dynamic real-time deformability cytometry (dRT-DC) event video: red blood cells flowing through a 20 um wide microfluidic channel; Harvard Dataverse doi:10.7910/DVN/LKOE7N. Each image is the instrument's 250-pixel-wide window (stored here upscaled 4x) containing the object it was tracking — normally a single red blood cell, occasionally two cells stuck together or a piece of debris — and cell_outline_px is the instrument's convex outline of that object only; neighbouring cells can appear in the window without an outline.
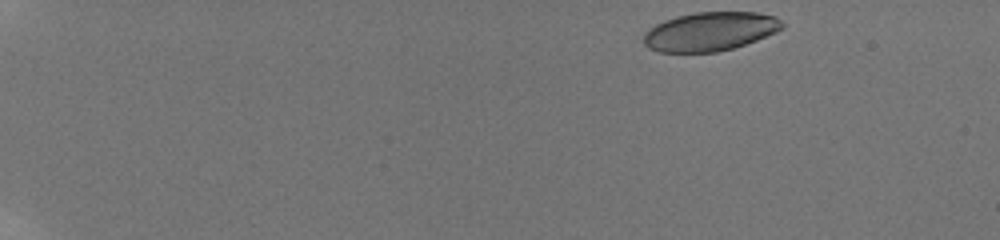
{"species": "human", "species_latin": "Homo sapiens", "temperature_condition": "room temperature", "stored_images_in_passage": 43, "camera_frame_rate_fps": 3000, "um_per_image_px": 0.085, "donor": {"sex": "male"}, "frame": {"image": 1, "passage_image": 1, "time_ms": 0.0, "image_size_px": [1000, 240], "cell_outline_px": [[784, 28], [776, 32], [756, 40], [732, 48], [716, 52], [660, 52], [648, 48], [644, 44], [644, 32], [656, 24], [664, 20], [676, 16], [696, 12], [756, 12], [776, 16], [784, 24]], "centroid_in_image_um": [60.35, 2.67], "position_along_channel_um": 24.6, "area_um2": 31.39}}
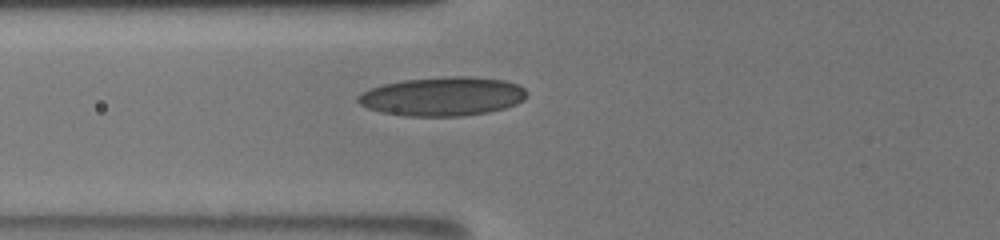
{"frame": {"image": 2, "passage_image": 15, "time_ms": 5.667, "image_size_px": [1000, 240], "cell_outline_px": [[524, 100], [516, 104], [504, 108], [488, 112], [464, 116], [404, 116], [380, 112], [368, 108], [360, 104], [356, 100], [356, 96], [360, 92], [384, 84], [404, 80], [444, 76], [468, 76], [504, 80], [516, 84], [524, 88]], "centroid_in_image_um": [37.58, 8.2], "position_along_channel_um": 88.2, "area_um2": 38.32}}
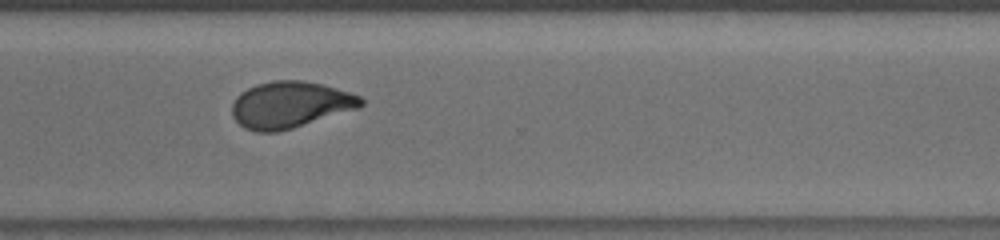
{"frame": {"image": 3, "passage_image": 33, "time_ms": 12.333, "image_size_px": [1000, 240], "cell_outline_px": [[364, 104], [360, 108], [292, 128], [276, 132], [256, 132], [244, 128], [232, 116], [232, 104], [236, 96], [240, 92], [256, 84], [272, 80], [304, 80], [324, 84], [360, 96], [364, 100]], "centroid_in_image_um": [24.66, 8.89], "position_along_channel_um": 345.9, "area_um2": 35.14}, "authors_computed_cell_mechanics": {"area_um2": 34.8534, "velocity_mm_per_s": 3.8699, "shape_relaxation_time_tau1_ms": 6.2256, "shape_relaxation_time_tau2_ms": 1.7863, "deformation_change_tau1": 0.1926, "deformation_change_tau2": 0.0731}}